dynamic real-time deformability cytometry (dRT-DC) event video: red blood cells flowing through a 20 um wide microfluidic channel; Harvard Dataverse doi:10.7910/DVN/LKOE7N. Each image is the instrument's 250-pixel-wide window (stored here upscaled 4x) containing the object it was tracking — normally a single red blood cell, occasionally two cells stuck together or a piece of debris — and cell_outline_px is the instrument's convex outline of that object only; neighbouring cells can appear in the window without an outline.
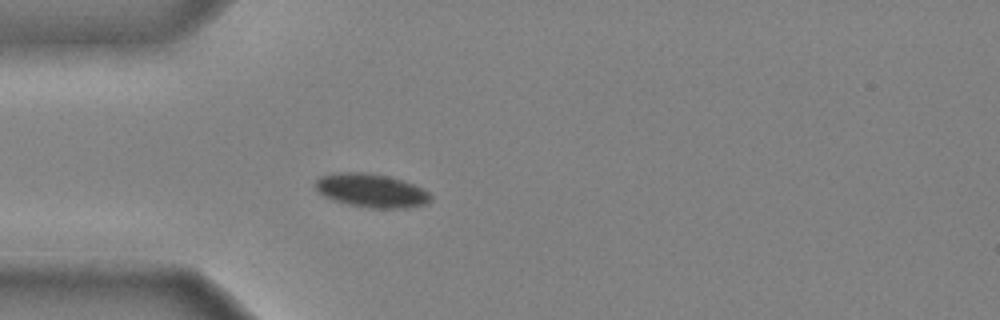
{"species": "common noctule bat (a hibernating species)", "species_latin": "Nyctalus noctula", "temperature_condition": "cold", "stored_images_in_passage": 40, "camera_frame_rate_fps": 3000, "um_per_image_px": 0.085, "animal": {"sex": "male", "body_mass_g": 20.4}, "frame": {"image": 1, "passage_image": 6, "time_ms": 1.667, "image_size_px": [1000, 320], "cell_outline_px": [[432, 200], [428, 204], [408, 208], [372, 208], [348, 204], [332, 200], [316, 192], [316, 180], [320, 176], [336, 172], [364, 172], [388, 176], [412, 184], [428, 192], [432, 196]], "centroid_in_image_um": [31.55, 16.2], "position_along_channel_um": 53.5, "area_um2": 22.66}}
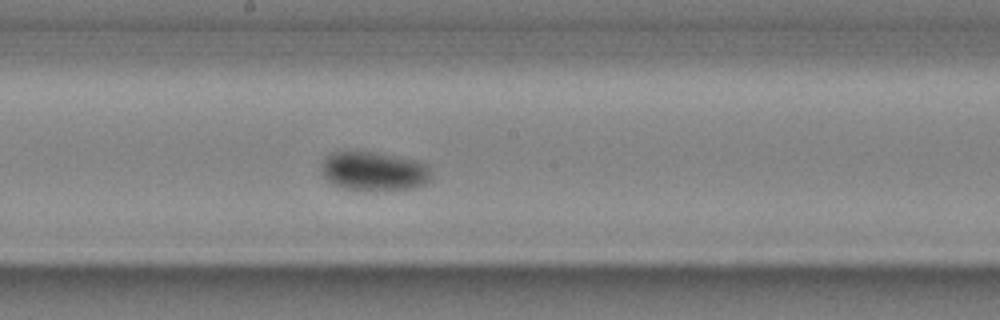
{"frame": {"image": 2, "passage_image": 19, "time_ms": 6.0, "image_size_px": [1000, 320], "cell_outline_px": [[432, 180], [424, 184], [412, 188], [344, 188], [332, 184], [320, 172], [320, 164], [328, 152], [356, 148], [420, 160], [428, 164], [432, 172]], "centroid_in_image_um": [31.76, 14.45], "position_along_channel_um": 216.4, "area_um2": 25.66}}
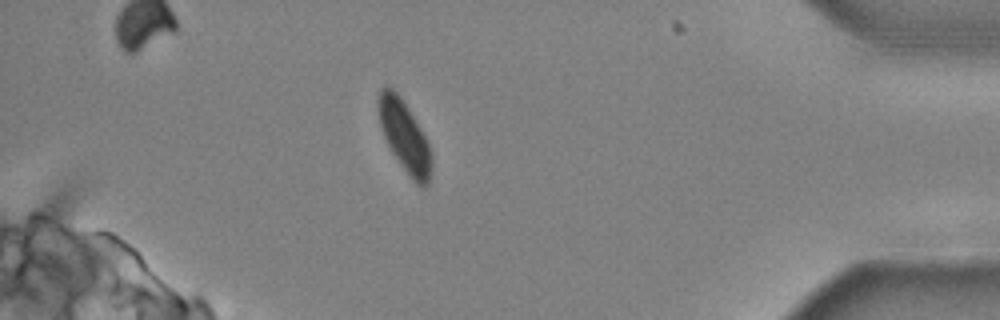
{"frame": {"image": 3, "passage_image": 36, "time_ms": 11.667, "image_size_px": [1000, 320], "cell_outline_px": [[432, 160], [428, 184], [424, 188], [420, 188], [412, 180], [400, 164], [392, 152], [380, 128], [376, 104], [376, 100], [380, 88], [392, 88], [400, 96], [424, 136], [428, 144], [432, 156]], "centroid_in_image_um": [34.35, 11.6], "position_along_channel_um": 400.9, "area_um2": 21.79}}